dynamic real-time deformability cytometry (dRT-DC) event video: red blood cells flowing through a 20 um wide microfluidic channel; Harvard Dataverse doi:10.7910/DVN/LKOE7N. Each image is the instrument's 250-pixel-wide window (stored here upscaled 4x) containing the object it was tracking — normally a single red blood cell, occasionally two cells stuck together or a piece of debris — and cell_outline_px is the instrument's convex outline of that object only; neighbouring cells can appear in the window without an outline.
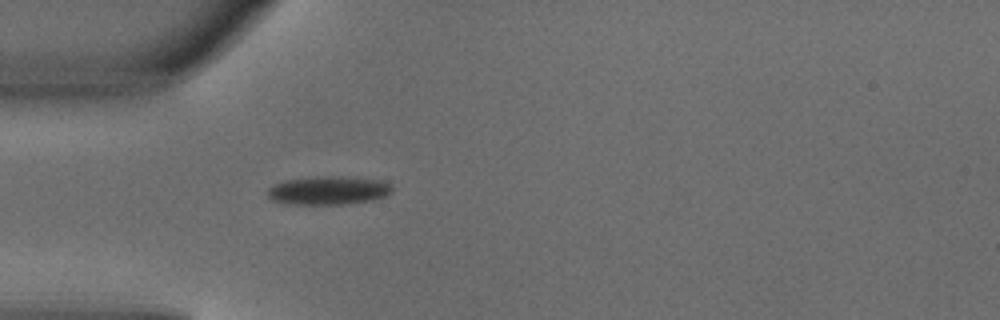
{"species": "common noctule bat (a hibernating species)", "species_latin": "Nyctalus noctula", "temperature_condition": "warm", "stored_images_in_passage": 1, "camera_frame_rate_fps": 3000, "um_per_image_px": 0.085, "animal": {"sex": "male", "body_mass_g": 18.8}, "frame": {"image": 1, "passage_image": 1, "time_ms": 0.0, "image_size_px": [1000, 320], "cell_outline_px": [[392, 192], [384, 196], [372, 200], [344, 204], [288, 204], [272, 200], [268, 196], [268, 188], [284, 180], [316, 176], [336, 176], [380, 180], [392, 184]], "centroid_in_image_um": [27.91, 16.18], "position_along_channel_um": 57.1, "area_um2": 20.63}}